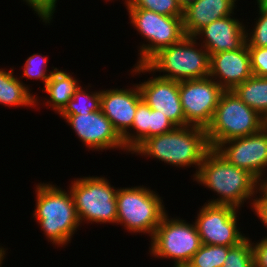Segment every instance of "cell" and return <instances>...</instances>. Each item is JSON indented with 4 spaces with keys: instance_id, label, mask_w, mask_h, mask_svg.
Segmentation results:
<instances>
[{
    "instance_id": "83f0119b",
    "label": "cell",
    "mask_w": 267,
    "mask_h": 267,
    "mask_svg": "<svg viewBox=\"0 0 267 267\" xmlns=\"http://www.w3.org/2000/svg\"><path fill=\"white\" fill-rule=\"evenodd\" d=\"M258 10L253 30H246V43L247 46L267 47V6H258Z\"/></svg>"
},
{
    "instance_id": "d4e9b609",
    "label": "cell",
    "mask_w": 267,
    "mask_h": 267,
    "mask_svg": "<svg viewBox=\"0 0 267 267\" xmlns=\"http://www.w3.org/2000/svg\"><path fill=\"white\" fill-rule=\"evenodd\" d=\"M126 8H143L165 16H183L178 0H125Z\"/></svg>"
},
{
    "instance_id": "7402d4cb",
    "label": "cell",
    "mask_w": 267,
    "mask_h": 267,
    "mask_svg": "<svg viewBox=\"0 0 267 267\" xmlns=\"http://www.w3.org/2000/svg\"><path fill=\"white\" fill-rule=\"evenodd\" d=\"M232 91L247 106L267 118V77L253 75Z\"/></svg>"
},
{
    "instance_id": "44dd1931",
    "label": "cell",
    "mask_w": 267,
    "mask_h": 267,
    "mask_svg": "<svg viewBox=\"0 0 267 267\" xmlns=\"http://www.w3.org/2000/svg\"><path fill=\"white\" fill-rule=\"evenodd\" d=\"M79 86L78 80L71 73L57 69L42 88V91L49 96L48 99L50 98L49 100L45 98L46 105L59 114L72 99Z\"/></svg>"
},
{
    "instance_id": "ba28073f",
    "label": "cell",
    "mask_w": 267,
    "mask_h": 267,
    "mask_svg": "<svg viewBox=\"0 0 267 267\" xmlns=\"http://www.w3.org/2000/svg\"><path fill=\"white\" fill-rule=\"evenodd\" d=\"M130 24L144 37L137 65H144L159 50L180 42L186 35L183 16H165L143 8H126Z\"/></svg>"
},
{
    "instance_id": "8fae6325",
    "label": "cell",
    "mask_w": 267,
    "mask_h": 267,
    "mask_svg": "<svg viewBox=\"0 0 267 267\" xmlns=\"http://www.w3.org/2000/svg\"><path fill=\"white\" fill-rule=\"evenodd\" d=\"M225 90L212 78L179 82V96L185 115V126L207 128L219 99Z\"/></svg>"
},
{
    "instance_id": "5b68a950",
    "label": "cell",
    "mask_w": 267,
    "mask_h": 267,
    "mask_svg": "<svg viewBox=\"0 0 267 267\" xmlns=\"http://www.w3.org/2000/svg\"><path fill=\"white\" fill-rule=\"evenodd\" d=\"M265 120L233 91H224L206 128L209 146L215 149L229 139L256 133L266 126Z\"/></svg>"
},
{
    "instance_id": "603a6c76",
    "label": "cell",
    "mask_w": 267,
    "mask_h": 267,
    "mask_svg": "<svg viewBox=\"0 0 267 267\" xmlns=\"http://www.w3.org/2000/svg\"><path fill=\"white\" fill-rule=\"evenodd\" d=\"M88 88H79L75 91L72 99H70L60 115H79L100 110L101 90L87 91Z\"/></svg>"
},
{
    "instance_id": "4dcf8cb0",
    "label": "cell",
    "mask_w": 267,
    "mask_h": 267,
    "mask_svg": "<svg viewBox=\"0 0 267 267\" xmlns=\"http://www.w3.org/2000/svg\"><path fill=\"white\" fill-rule=\"evenodd\" d=\"M259 196V197H258ZM253 203L252 210L267 228V191L261 187ZM267 237V236H266Z\"/></svg>"
},
{
    "instance_id": "7a4b0ae2",
    "label": "cell",
    "mask_w": 267,
    "mask_h": 267,
    "mask_svg": "<svg viewBox=\"0 0 267 267\" xmlns=\"http://www.w3.org/2000/svg\"><path fill=\"white\" fill-rule=\"evenodd\" d=\"M209 149L206 129L187 125L145 139L131 154L158 159L177 168L196 167L194 178Z\"/></svg>"
},
{
    "instance_id": "e575fe53",
    "label": "cell",
    "mask_w": 267,
    "mask_h": 267,
    "mask_svg": "<svg viewBox=\"0 0 267 267\" xmlns=\"http://www.w3.org/2000/svg\"><path fill=\"white\" fill-rule=\"evenodd\" d=\"M257 6H267V0H256Z\"/></svg>"
},
{
    "instance_id": "9c48e42d",
    "label": "cell",
    "mask_w": 267,
    "mask_h": 267,
    "mask_svg": "<svg viewBox=\"0 0 267 267\" xmlns=\"http://www.w3.org/2000/svg\"><path fill=\"white\" fill-rule=\"evenodd\" d=\"M165 214L150 238L149 252L154 258L173 260L174 265L189 263L202 242L195 223Z\"/></svg>"
},
{
    "instance_id": "3957f363",
    "label": "cell",
    "mask_w": 267,
    "mask_h": 267,
    "mask_svg": "<svg viewBox=\"0 0 267 267\" xmlns=\"http://www.w3.org/2000/svg\"><path fill=\"white\" fill-rule=\"evenodd\" d=\"M130 73H156L158 77L185 81L209 76L210 55L194 36H185L180 42L159 50L144 65L133 66ZM165 73V74H164Z\"/></svg>"
},
{
    "instance_id": "30bf717a",
    "label": "cell",
    "mask_w": 267,
    "mask_h": 267,
    "mask_svg": "<svg viewBox=\"0 0 267 267\" xmlns=\"http://www.w3.org/2000/svg\"><path fill=\"white\" fill-rule=\"evenodd\" d=\"M239 209L231 205L204 203L194 221L202 244L233 247L247 237L238 227Z\"/></svg>"
},
{
    "instance_id": "d6a6232c",
    "label": "cell",
    "mask_w": 267,
    "mask_h": 267,
    "mask_svg": "<svg viewBox=\"0 0 267 267\" xmlns=\"http://www.w3.org/2000/svg\"><path fill=\"white\" fill-rule=\"evenodd\" d=\"M6 250L7 249L0 246V267H2L3 260L5 259V256L7 255Z\"/></svg>"
},
{
    "instance_id": "8d00e7d4",
    "label": "cell",
    "mask_w": 267,
    "mask_h": 267,
    "mask_svg": "<svg viewBox=\"0 0 267 267\" xmlns=\"http://www.w3.org/2000/svg\"><path fill=\"white\" fill-rule=\"evenodd\" d=\"M265 178H266V180L262 184V187L267 191V177H265Z\"/></svg>"
},
{
    "instance_id": "9a60e30c",
    "label": "cell",
    "mask_w": 267,
    "mask_h": 267,
    "mask_svg": "<svg viewBox=\"0 0 267 267\" xmlns=\"http://www.w3.org/2000/svg\"><path fill=\"white\" fill-rule=\"evenodd\" d=\"M250 52L245 43L235 51H221L210 56L209 77L225 91H232L252 77Z\"/></svg>"
},
{
    "instance_id": "4fadbf2b",
    "label": "cell",
    "mask_w": 267,
    "mask_h": 267,
    "mask_svg": "<svg viewBox=\"0 0 267 267\" xmlns=\"http://www.w3.org/2000/svg\"><path fill=\"white\" fill-rule=\"evenodd\" d=\"M74 130L81 142L91 150L102 151L121 149L129 152L123 143L122 137L113 127L110 120L101 109L79 115H59Z\"/></svg>"
},
{
    "instance_id": "484cf974",
    "label": "cell",
    "mask_w": 267,
    "mask_h": 267,
    "mask_svg": "<svg viewBox=\"0 0 267 267\" xmlns=\"http://www.w3.org/2000/svg\"><path fill=\"white\" fill-rule=\"evenodd\" d=\"M48 57L39 54V53H33V55L29 56L24 63L23 66V75L19 78L26 77V80L30 79H37L42 80L44 87L47 83V81L51 78L52 74L58 69L53 68V70L48 71Z\"/></svg>"
},
{
    "instance_id": "f546056e",
    "label": "cell",
    "mask_w": 267,
    "mask_h": 267,
    "mask_svg": "<svg viewBox=\"0 0 267 267\" xmlns=\"http://www.w3.org/2000/svg\"><path fill=\"white\" fill-rule=\"evenodd\" d=\"M45 24H50L56 10L57 0H23Z\"/></svg>"
},
{
    "instance_id": "52a82bcc",
    "label": "cell",
    "mask_w": 267,
    "mask_h": 267,
    "mask_svg": "<svg viewBox=\"0 0 267 267\" xmlns=\"http://www.w3.org/2000/svg\"><path fill=\"white\" fill-rule=\"evenodd\" d=\"M69 190L72 193L80 223L115 224L117 221L118 187L111 186L103 176L74 178Z\"/></svg>"
},
{
    "instance_id": "8992f818",
    "label": "cell",
    "mask_w": 267,
    "mask_h": 267,
    "mask_svg": "<svg viewBox=\"0 0 267 267\" xmlns=\"http://www.w3.org/2000/svg\"><path fill=\"white\" fill-rule=\"evenodd\" d=\"M116 200V224L131 234H149L151 238L167 213L161 197L147 186L118 187Z\"/></svg>"
},
{
    "instance_id": "d6986e66",
    "label": "cell",
    "mask_w": 267,
    "mask_h": 267,
    "mask_svg": "<svg viewBox=\"0 0 267 267\" xmlns=\"http://www.w3.org/2000/svg\"><path fill=\"white\" fill-rule=\"evenodd\" d=\"M237 0H195L183 8L186 36H194L211 22L234 14Z\"/></svg>"
},
{
    "instance_id": "e0dca14e",
    "label": "cell",
    "mask_w": 267,
    "mask_h": 267,
    "mask_svg": "<svg viewBox=\"0 0 267 267\" xmlns=\"http://www.w3.org/2000/svg\"><path fill=\"white\" fill-rule=\"evenodd\" d=\"M231 16L211 22L194 35L196 39L202 36L200 44L210 56L221 51L238 50L246 43V26L243 21Z\"/></svg>"
},
{
    "instance_id": "2e32d148",
    "label": "cell",
    "mask_w": 267,
    "mask_h": 267,
    "mask_svg": "<svg viewBox=\"0 0 267 267\" xmlns=\"http://www.w3.org/2000/svg\"><path fill=\"white\" fill-rule=\"evenodd\" d=\"M132 86L101 90L100 109L121 137L132 127L137 106L142 101L138 85Z\"/></svg>"
},
{
    "instance_id": "277c9868",
    "label": "cell",
    "mask_w": 267,
    "mask_h": 267,
    "mask_svg": "<svg viewBox=\"0 0 267 267\" xmlns=\"http://www.w3.org/2000/svg\"><path fill=\"white\" fill-rule=\"evenodd\" d=\"M56 186L50 182L36 185V207L32 215L47 241L63 247L70 243L81 223L70 190Z\"/></svg>"
},
{
    "instance_id": "ac0fdd59",
    "label": "cell",
    "mask_w": 267,
    "mask_h": 267,
    "mask_svg": "<svg viewBox=\"0 0 267 267\" xmlns=\"http://www.w3.org/2000/svg\"><path fill=\"white\" fill-rule=\"evenodd\" d=\"M174 128L176 126L166 115L159 113V110L151 109L142 100L137 106L132 127L129 129L130 131H127L122 136L123 143L129 153H132L145 139L170 132Z\"/></svg>"
},
{
    "instance_id": "4316f807",
    "label": "cell",
    "mask_w": 267,
    "mask_h": 267,
    "mask_svg": "<svg viewBox=\"0 0 267 267\" xmlns=\"http://www.w3.org/2000/svg\"><path fill=\"white\" fill-rule=\"evenodd\" d=\"M250 239L247 237L240 244L231 247L222 267H254V253Z\"/></svg>"
},
{
    "instance_id": "5bb4252c",
    "label": "cell",
    "mask_w": 267,
    "mask_h": 267,
    "mask_svg": "<svg viewBox=\"0 0 267 267\" xmlns=\"http://www.w3.org/2000/svg\"><path fill=\"white\" fill-rule=\"evenodd\" d=\"M142 100L154 110L166 115L176 126H185V115L179 96V82L167 80L157 75L137 84Z\"/></svg>"
},
{
    "instance_id": "cb8c5ba5",
    "label": "cell",
    "mask_w": 267,
    "mask_h": 267,
    "mask_svg": "<svg viewBox=\"0 0 267 267\" xmlns=\"http://www.w3.org/2000/svg\"><path fill=\"white\" fill-rule=\"evenodd\" d=\"M231 247L202 244L188 263L191 267H222Z\"/></svg>"
},
{
    "instance_id": "f1b7e54d",
    "label": "cell",
    "mask_w": 267,
    "mask_h": 267,
    "mask_svg": "<svg viewBox=\"0 0 267 267\" xmlns=\"http://www.w3.org/2000/svg\"><path fill=\"white\" fill-rule=\"evenodd\" d=\"M252 73L258 77H267V47L248 46Z\"/></svg>"
},
{
    "instance_id": "1f68e13d",
    "label": "cell",
    "mask_w": 267,
    "mask_h": 267,
    "mask_svg": "<svg viewBox=\"0 0 267 267\" xmlns=\"http://www.w3.org/2000/svg\"><path fill=\"white\" fill-rule=\"evenodd\" d=\"M254 253V267H267V237L259 242H252Z\"/></svg>"
},
{
    "instance_id": "d590c367",
    "label": "cell",
    "mask_w": 267,
    "mask_h": 267,
    "mask_svg": "<svg viewBox=\"0 0 267 267\" xmlns=\"http://www.w3.org/2000/svg\"><path fill=\"white\" fill-rule=\"evenodd\" d=\"M173 267H191L188 263H185V264H176V265H173Z\"/></svg>"
},
{
    "instance_id": "6da1fadb",
    "label": "cell",
    "mask_w": 267,
    "mask_h": 267,
    "mask_svg": "<svg viewBox=\"0 0 267 267\" xmlns=\"http://www.w3.org/2000/svg\"><path fill=\"white\" fill-rule=\"evenodd\" d=\"M193 180L203 184L205 188L207 187L219 196L205 203L231 205L238 209L248 199L252 200L249 201L252 209L257 198L255 196L262 187V184L252 174L230 164L214 148L206 152Z\"/></svg>"
},
{
    "instance_id": "ffe728a7",
    "label": "cell",
    "mask_w": 267,
    "mask_h": 267,
    "mask_svg": "<svg viewBox=\"0 0 267 267\" xmlns=\"http://www.w3.org/2000/svg\"><path fill=\"white\" fill-rule=\"evenodd\" d=\"M30 87L11 70L0 69V104L8 107H36L40 104L37 95L30 93Z\"/></svg>"
},
{
    "instance_id": "836d02e7",
    "label": "cell",
    "mask_w": 267,
    "mask_h": 267,
    "mask_svg": "<svg viewBox=\"0 0 267 267\" xmlns=\"http://www.w3.org/2000/svg\"><path fill=\"white\" fill-rule=\"evenodd\" d=\"M192 1H195V0H178V3L182 6V8H185Z\"/></svg>"
},
{
    "instance_id": "7c38bea8",
    "label": "cell",
    "mask_w": 267,
    "mask_h": 267,
    "mask_svg": "<svg viewBox=\"0 0 267 267\" xmlns=\"http://www.w3.org/2000/svg\"><path fill=\"white\" fill-rule=\"evenodd\" d=\"M215 150L230 164L252 174L261 184L266 178L267 127L244 137L229 139L220 143ZM262 178V179H261Z\"/></svg>"
}]
</instances>
